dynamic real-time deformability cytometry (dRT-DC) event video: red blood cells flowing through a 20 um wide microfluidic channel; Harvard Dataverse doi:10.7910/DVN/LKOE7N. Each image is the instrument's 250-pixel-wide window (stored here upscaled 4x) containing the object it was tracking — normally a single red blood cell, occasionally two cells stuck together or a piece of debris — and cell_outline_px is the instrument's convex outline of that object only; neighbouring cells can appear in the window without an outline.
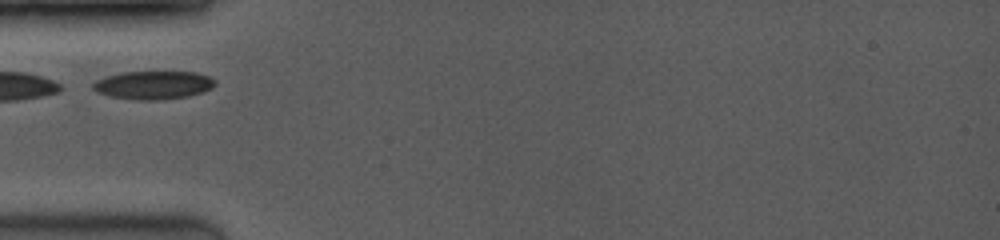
{"species": "common noctule bat (a hibernating species)", "species_latin": "Nyctalus noctula", "temperature_condition": "room temperature", "stored_images_in_passage": 20, "camera_frame_rate_fps": 3500, "um_per_image_px": 0.085, "animal": {"sex": "female", "body_mass_g": 19.0, "forearm_length_mm": 53.3}, "frame": {"image": 1, "passage_image": 1, "time_ms": 0.0, "image_size_px": [1000, 240], "cell_outline_px": [[216, 84], [212, 88], [204, 92], [188, 96], [160, 100], [136, 100], [112, 96], [96, 92], [92, 88], [92, 84], [96, 80], [120, 72], [196, 72], [208, 76], [216, 80]], "centroid_in_image_um": [13.06, 7.23], "position_along_channel_um": 71.9, "area_um2": 20.17}}